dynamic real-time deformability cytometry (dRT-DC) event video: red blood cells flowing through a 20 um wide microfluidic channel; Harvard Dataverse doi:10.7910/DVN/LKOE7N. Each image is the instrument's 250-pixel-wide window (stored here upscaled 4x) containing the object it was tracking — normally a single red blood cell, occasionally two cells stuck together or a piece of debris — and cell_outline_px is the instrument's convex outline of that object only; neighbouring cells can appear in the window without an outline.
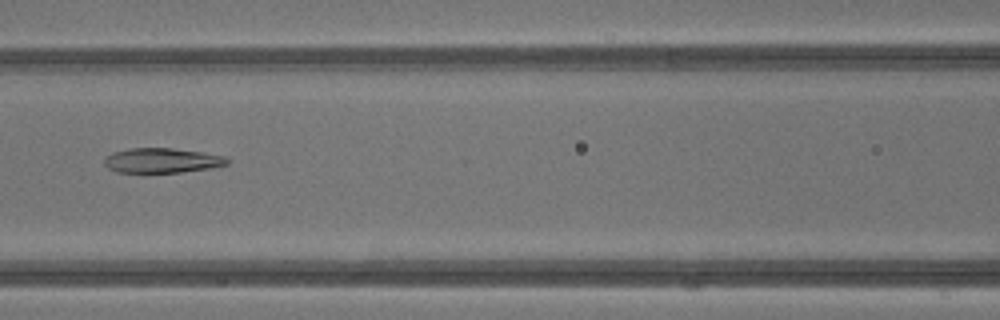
{"species": "common noctule bat (a hibernating species)", "species_latin": "Nyctalus noctula", "temperature_condition": "warm", "stored_images_in_passage": 42, "camera_frame_rate_fps": 3000, "um_per_image_px": 0.085, "animal": {"sex": "male", "body_mass_g": 13.3}, "frame": {"image": 1, "passage_image": 19, "time_ms": 6.0, "image_size_px": [1000, 320], "cell_outline_px": [[228, 164], [212, 168], [180, 172], [116, 172], [108, 168], [104, 164], [104, 160], [112, 152], [128, 148], [172, 148], [204, 152], [224, 156], [228, 160]], "centroid_in_image_um": [13.77, 13.63], "position_along_channel_um": 152.8, "area_um2": 17.74}}
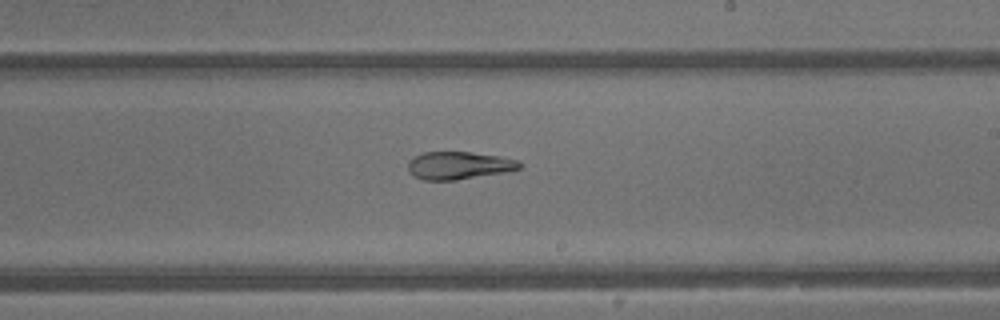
{"frame": {"image": 2, "passage_image": 25, "time_ms": 8.0, "image_size_px": [1000, 320], "cell_outline_px": [[524, 164], [520, 168], [504, 172], [456, 180], [424, 180], [412, 176], [408, 168], [408, 160], [412, 156], [424, 152], [468, 152], [500, 156], [520, 160]], "centroid_in_image_um": [38.99, 14.06], "position_along_channel_um": 250.0, "area_um2": 18.15}}
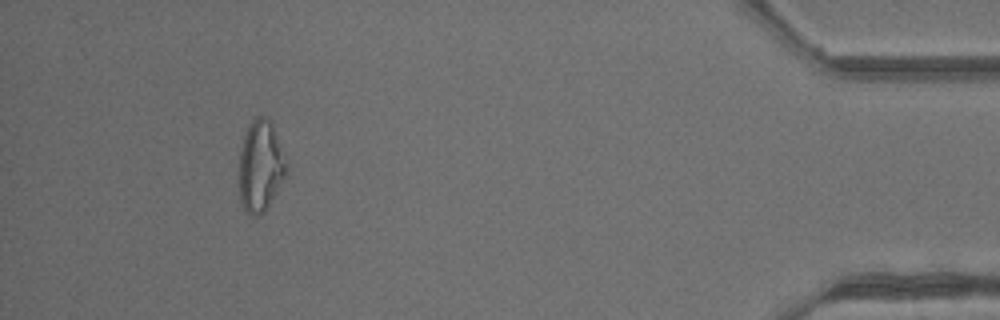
{"frame": {"image": 3, "passage_image": 39, "time_ms": 12.667, "image_size_px": [1000, 320], "cell_outline_px": [[284, 176], [264, 212], [260, 216], [248, 216], [244, 212], [240, 200], [240, 152], [244, 136], [248, 124], [256, 116], [268, 116], [272, 124], [276, 136], [284, 164]], "centroid_in_image_um": [22.07, 14.14], "position_along_channel_um": 413.1, "area_um2": 24.28}, "authors_computed_cell_mechanics": {"area_um2": 22.3108, "velocity_mm_per_s": 4.8704, "shape_relaxation_time_tau1_ms": null, "shape_relaxation_time_tau2_ms": 3.6619, "deformation_change_tau1": null, "deformation_change_tau2": 0.1191}}